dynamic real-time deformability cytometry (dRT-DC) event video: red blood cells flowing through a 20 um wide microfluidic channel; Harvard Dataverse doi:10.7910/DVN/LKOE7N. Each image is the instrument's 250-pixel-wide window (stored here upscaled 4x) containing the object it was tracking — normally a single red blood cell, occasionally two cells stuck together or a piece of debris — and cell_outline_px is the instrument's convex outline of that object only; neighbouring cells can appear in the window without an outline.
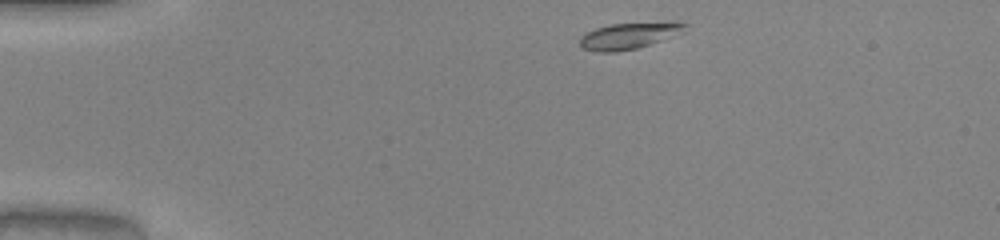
{"species": "common noctule bat (a hibernating species)", "species_latin": "Nyctalus noctula", "temperature_condition": "warm", "stored_images_in_passage": 42, "camera_frame_rate_fps": 3000, "um_per_image_px": 0.085, "animal": {"sex": "male", "body_mass_g": 20.0, "forearm_length_mm": 53.3}, "frame": {"image": 1, "passage_image": 1, "time_ms": 0.0, "image_size_px": [1000, 240], "cell_outline_px": [[688, 24], [684, 32], [636, 48], [616, 52], [596, 52], [580, 48], [580, 36], [596, 28], [612, 24], [676, 20], [680, 20]], "centroid_in_image_um": [53.51, 3.01], "position_along_channel_um": 31.5, "area_um2": 16.47}}
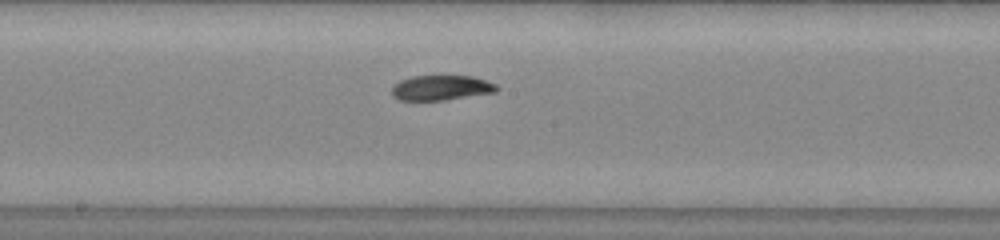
{"frame": {"image": 2, "passage_image": 19, "time_ms": 6.0, "image_size_px": [1000, 240], "cell_outline_px": [[500, 88], [496, 92], [444, 100], [396, 100], [392, 96], [392, 88], [400, 80], [412, 76], [472, 76], [496, 84]], "centroid_in_image_um": [37.49, 7.46], "position_along_channel_um": 210.7, "area_um2": 15.26}}
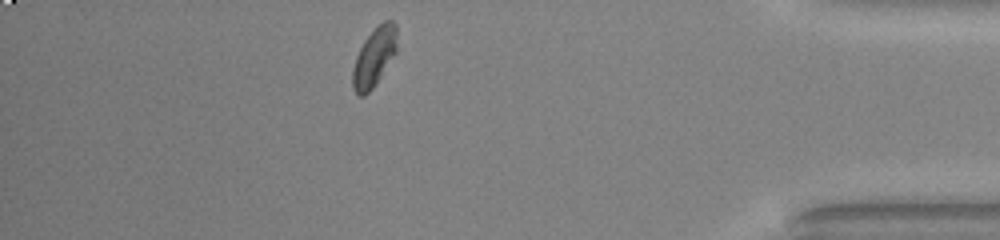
{"frame": {"image": 3, "passage_image": 36, "time_ms": 11.667, "image_size_px": [1000, 240], "cell_outline_px": [[396, 52], [372, 88], [364, 96], [356, 96], [352, 88], [352, 68], [356, 56], [364, 40], [376, 24], [384, 20], [392, 20], [396, 24]], "centroid_in_image_um": [31.78, 4.83], "position_along_channel_um": 403.4, "area_um2": 15.26}, "authors_computed_cell_mechanics": {"area_um2": 15.5193, "velocity_mm_per_s": 4.0665, "shape_relaxation_time_tau1_ms": 7.8667, "shape_relaxation_time_tau2_ms": 3.3346, "deformation_change_tau1": 0.2392, "deformation_change_tau2": 0.0525}}